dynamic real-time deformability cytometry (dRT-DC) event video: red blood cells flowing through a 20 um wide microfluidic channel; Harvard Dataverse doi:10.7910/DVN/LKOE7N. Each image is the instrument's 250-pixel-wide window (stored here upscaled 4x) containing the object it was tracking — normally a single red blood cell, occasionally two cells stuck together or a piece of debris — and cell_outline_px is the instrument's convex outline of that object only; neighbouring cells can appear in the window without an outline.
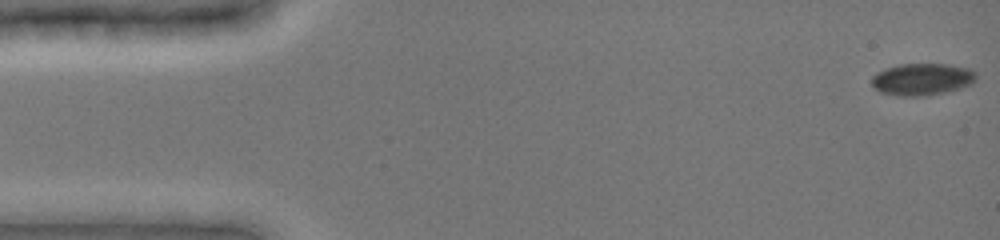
{"species": "common noctule bat (a hibernating species)", "species_latin": "Nyctalus noctula", "temperature_condition": "cold", "stored_images_in_passage": 49, "camera_frame_rate_fps": 3000, "um_per_image_px": 0.085, "animal": {"sex": "female", "body_mass_g": 19.0, "forearm_length_mm": 51.5}, "frame": {"image": 1, "passage_image": 1, "time_ms": 0.0, "image_size_px": [1000, 240], "cell_outline_px": [[976, 80], [972, 84], [960, 88], [944, 92], [924, 96], [900, 96], [880, 92], [872, 88], [872, 76], [876, 72], [884, 68], [900, 64], [948, 64], [968, 68], [976, 72]], "centroid_in_image_um": [78.35, 6.73], "position_along_channel_um": 6.6, "area_um2": 19.65}}
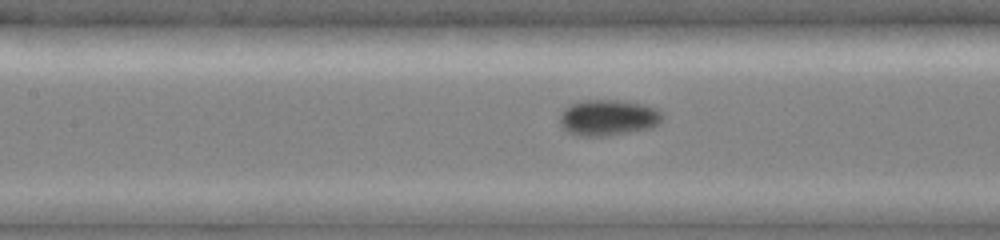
{"frame": {"image": 2, "passage_image": 22, "time_ms": 7.0, "image_size_px": [1000, 240], "cell_outline_px": [[664, 116], [660, 124], [652, 128], [604, 136], [580, 136], [568, 132], [560, 124], [560, 112], [568, 104], [584, 100], [616, 100], [644, 104], [656, 108]], "centroid_in_image_um": [51.69, 9.99], "position_along_channel_um": 155.7, "area_um2": 21.68}}
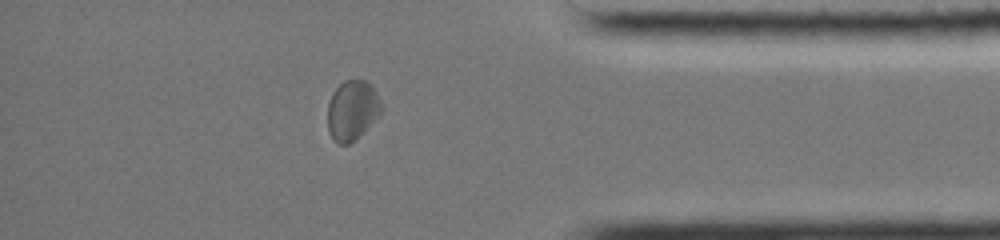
{"frame": {"image": 3, "passage_image": 42, "time_ms": 13.667, "image_size_px": [1000, 240], "cell_outline_px": [[384, 108], [380, 116], [356, 140], [348, 144], [336, 144], [328, 132], [328, 104], [332, 92], [344, 80], [364, 80], [376, 92]], "centroid_in_image_um": [29.95, 9.41], "position_along_channel_um": 405.2, "area_um2": 19.02}, "authors_computed_cell_mechanics": {"area_um2": 19.4208, "velocity_mm_per_s": 3.9198, "shape_relaxation_time_tau1_ms": null, "shape_relaxation_time_tau2_ms": 6.448, "deformation_change_tau1": null, "deformation_change_tau2": 0.0563}}